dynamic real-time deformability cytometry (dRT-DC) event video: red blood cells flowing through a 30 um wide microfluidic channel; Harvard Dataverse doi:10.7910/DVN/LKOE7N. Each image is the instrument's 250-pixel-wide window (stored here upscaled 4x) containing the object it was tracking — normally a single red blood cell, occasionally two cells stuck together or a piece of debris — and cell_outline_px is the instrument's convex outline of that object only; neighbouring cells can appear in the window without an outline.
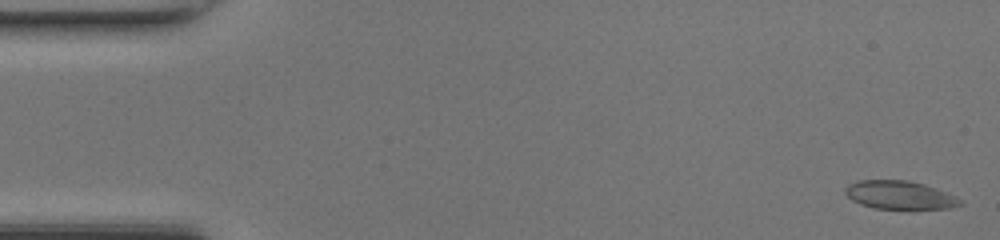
{"species": "common noctule bat (a hibernating species)", "species_latin": "Nyctalus noctula", "temperature_condition": "room temperature", "stored_images_in_passage": 48, "camera_frame_rate_fps": 3000, "um_per_image_px": 0.085, "animal": {"sex": "female", "body_mass_g": 17.0, "forearm_length_mm": 48.0}, "frame": {"image": 1, "passage_image": 1, "time_ms": 0.0, "image_size_px": [1000, 240], "cell_outline_px": [[964, 204], [948, 208], [872, 208], [860, 204], [852, 200], [844, 192], [844, 188], [848, 184], [856, 180], [908, 180], [924, 184], [936, 188], [956, 196]], "centroid_in_image_um": [76.43, 16.56], "position_along_channel_um": 8.6, "area_um2": 18.9}}
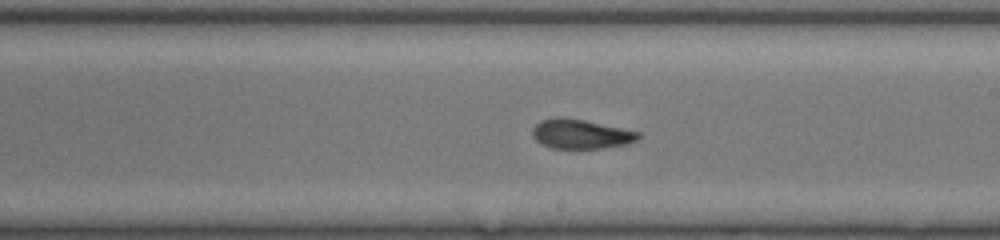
{"frame": {"image": 2, "passage_image": 27, "time_ms": 8.667, "image_size_px": [1000, 240], "cell_outline_px": [[640, 136], [636, 140], [628, 144], [604, 148], [552, 148], [540, 144], [532, 136], [532, 128], [540, 120], [556, 116], [584, 120], [640, 132]], "centroid_in_image_um": [49.33, 11.39], "position_along_channel_um": 239.7, "area_um2": 18.21}}
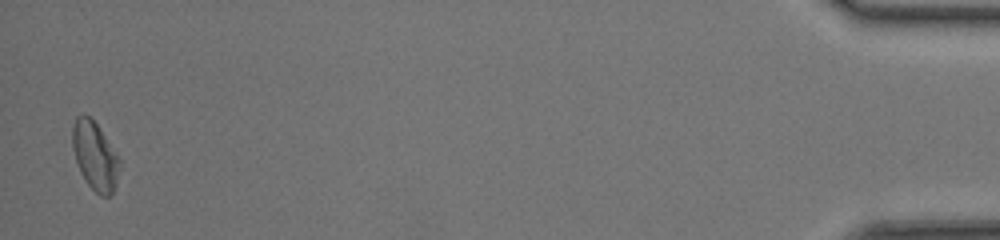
{"frame": {"image": 3, "passage_image": 47, "time_ms": 15.333, "image_size_px": [1000, 240], "cell_outline_px": [[120, 168], [112, 192], [108, 196], [100, 196], [88, 184], [80, 172], [72, 148], [72, 128], [76, 116], [88, 116], [96, 124], [120, 160]], "centroid_in_image_um": [8.04, 13.27], "position_along_channel_um": 427.2, "area_um2": 18.21}, "authors_computed_cell_mechanics": {"area_um2": 18.8139, "velocity_mm_per_s": 4.3097, "shape_relaxation_time_tau1_ms": 8.3064, "shape_relaxation_time_tau2_ms": 2.4593, "deformation_change_tau1": 0.1614, "deformation_change_tau2": 0.0855}}